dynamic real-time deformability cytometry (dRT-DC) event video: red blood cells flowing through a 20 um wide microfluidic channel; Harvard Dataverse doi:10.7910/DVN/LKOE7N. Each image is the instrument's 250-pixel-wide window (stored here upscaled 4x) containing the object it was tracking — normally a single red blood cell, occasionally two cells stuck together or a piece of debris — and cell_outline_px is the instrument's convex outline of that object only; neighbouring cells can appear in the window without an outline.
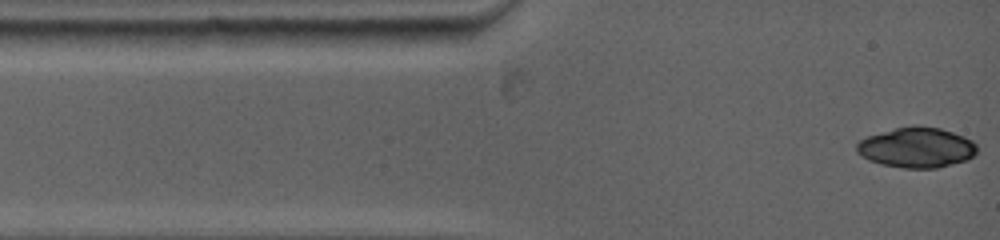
{"species": "common noctule bat (a hibernating species)", "species_latin": "Nyctalus noctula", "temperature_condition": "warm", "stored_images_in_passage": 15, "camera_frame_rate_fps": 5000, "um_per_image_px": 0.085, "animal": {"sex": "female", "body_mass_g": 19.0, "forearm_length_mm": 53.3}, "frame": {"image": 1, "passage_image": 1, "time_ms": 0.0, "image_size_px": [1000, 240], "cell_outline_px": [[976, 152], [972, 156], [964, 160], [936, 168], [904, 168], [880, 164], [868, 160], [856, 152], [856, 144], [860, 140], [868, 136], [896, 128], [912, 124], [916, 124], [940, 128], [964, 136], [972, 140], [976, 144]], "centroid_in_image_um": [77.88, 12.52], "position_along_channel_um": 7.1, "area_um2": 28.21}}